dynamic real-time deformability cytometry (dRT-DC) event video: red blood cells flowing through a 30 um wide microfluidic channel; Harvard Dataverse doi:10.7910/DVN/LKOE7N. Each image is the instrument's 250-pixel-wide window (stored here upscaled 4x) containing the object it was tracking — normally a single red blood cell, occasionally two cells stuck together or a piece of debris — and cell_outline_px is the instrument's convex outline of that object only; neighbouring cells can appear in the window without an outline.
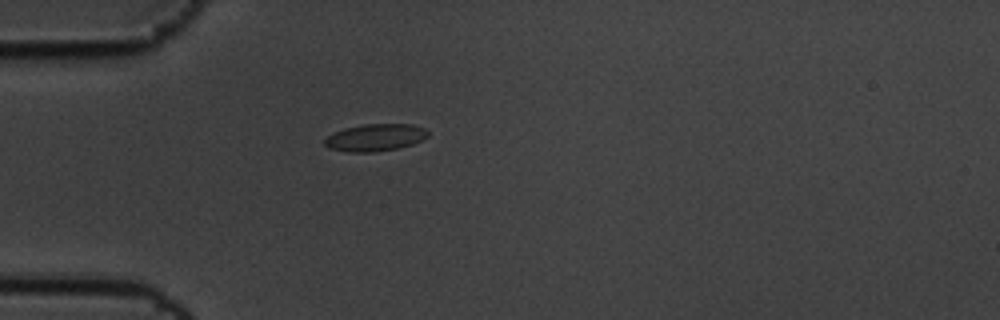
{"species": "common noctule bat (a hibernating species)", "species_latin": "Nyctalus noctula", "temperature_condition": "cold", "stored_images_in_passage": 1, "camera_frame_rate_fps": 3000, "um_per_image_px": 0.085, "animal": {"sex": "male", "body_mass_g": 19.5, "forearm_length_mm": 54.6}, "frame": {"image": 1, "passage_image": 1, "time_ms": 0.0, "image_size_px": [1000, 320], "cell_outline_px": [[428, 136], [412, 144], [396, 148], [376, 152], [348, 152], [328, 148], [324, 144], [324, 140], [332, 132], [344, 128], [364, 124], [412, 124], [424, 128], [428, 132]], "centroid_in_image_um": [31.85, 11.68], "position_along_channel_um": 53.1, "area_um2": 16.36}}